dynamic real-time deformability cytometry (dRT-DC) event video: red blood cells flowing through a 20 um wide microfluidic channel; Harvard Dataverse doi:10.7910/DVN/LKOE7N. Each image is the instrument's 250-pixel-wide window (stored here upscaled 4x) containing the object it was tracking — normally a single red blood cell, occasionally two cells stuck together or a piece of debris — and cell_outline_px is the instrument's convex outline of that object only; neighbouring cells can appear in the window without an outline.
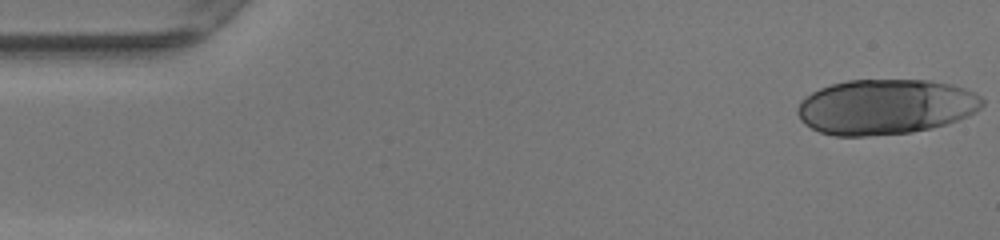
{"species": "human", "species_latin": "Homo sapiens", "temperature_condition": "warm", "stored_images_in_passage": 48, "camera_frame_rate_fps": 3000, "um_per_image_px": 0.085, "donor": {"sex": "female"}, "frame": {"image": 1, "passage_image": 1, "time_ms": 0.0, "image_size_px": [1000, 240], "cell_outline_px": [[984, 104], [976, 112], [968, 116], [932, 128], [912, 132], [868, 136], [836, 136], [820, 132], [804, 124], [800, 120], [796, 112], [796, 108], [800, 100], [804, 96], [820, 88], [832, 84], [848, 80], [932, 80], [952, 84], [976, 92], [984, 100]], "centroid_in_image_um": [75.26, 9.07], "position_along_channel_um": 9.7, "area_um2": 59.94}}
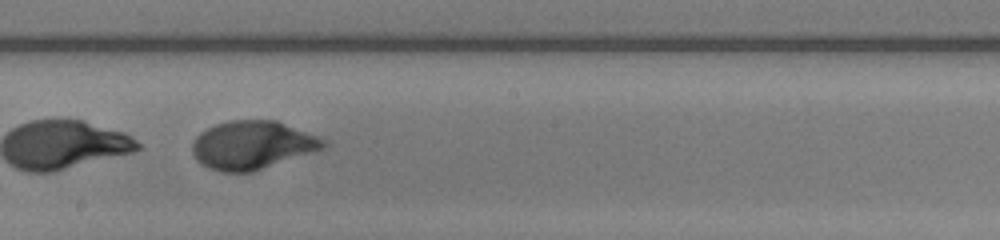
{"frame": {"image": 2, "passage_image": 27, "time_ms": 8.667, "image_size_px": [1000, 240], "cell_outline_px": [[328, 144], [324, 148], [316, 152], [252, 172], [220, 172], [208, 168], [200, 164], [196, 160], [192, 152], [192, 144], [196, 136], [200, 132], [216, 124], [228, 120], [276, 120], [328, 140]], "centroid_in_image_um": [21.46, 12.34], "position_along_channel_um": 226.7, "area_um2": 37.34}}
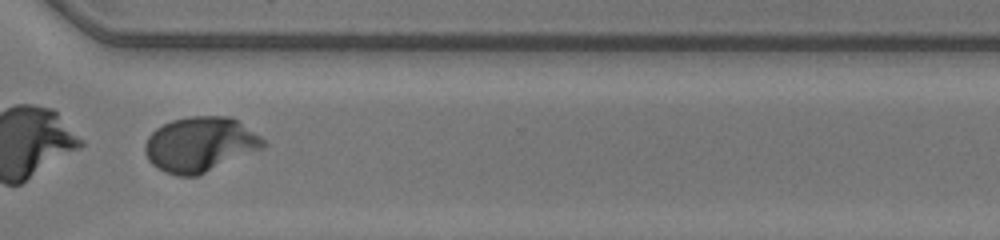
{"frame": {"image": 3, "passage_image": 36, "time_ms": 11.667, "image_size_px": [1000, 240], "cell_outline_px": [[268, 144], [264, 148], [196, 176], [176, 176], [152, 164], [148, 160], [144, 152], [144, 144], [148, 136], [156, 128], [172, 120], [188, 116], [232, 116], [260, 136]], "centroid_in_image_um": [17.01, 12.26], "position_along_channel_um": 353.6, "area_um2": 37.8}, "authors_computed_cell_mechanics": {"area_um2": 48.7543, "velocity_mm_per_s": 4.2056, "shape_relaxation_time_tau1_ms": 1.4907, "shape_relaxation_time_tau2_ms": null, "deformation_change_tau1": 0.3879, "deformation_change_tau2": null}}